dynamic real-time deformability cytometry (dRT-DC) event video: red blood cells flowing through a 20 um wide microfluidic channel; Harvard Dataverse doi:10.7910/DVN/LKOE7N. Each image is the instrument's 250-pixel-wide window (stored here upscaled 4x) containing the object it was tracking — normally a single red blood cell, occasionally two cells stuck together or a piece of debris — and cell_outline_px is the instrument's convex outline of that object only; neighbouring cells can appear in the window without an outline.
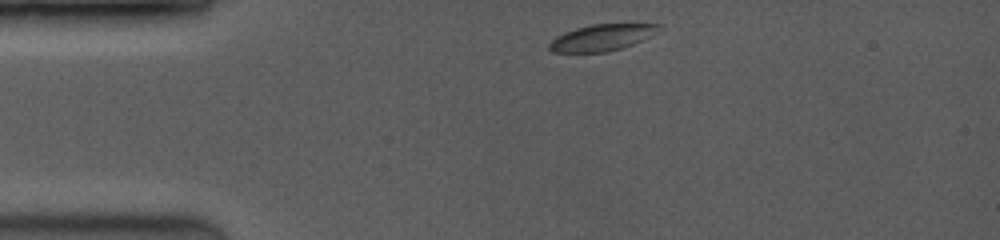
{"species": "common noctule bat (a hibernating species)", "species_latin": "Nyctalus noctula", "temperature_condition": "room temperature", "stored_images_in_passage": 42, "camera_frame_rate_fps": 3500, "um_per_image_px": 0.085, "animal": {"sex": "female", "body_mass_g": 19.0, "forearm_length_mm": 53.3}, "frame": {"image": 1, "passage_image": 1, "time_ms": 0.0, "image_size_px": [1000, 240], "cell_outline_px": [[660, 24], [648, 36], [624, 48], [608, 52], [552, 52], [548, 48], [548, 44], [556, 36], [564, 32], [576, 28], [592, 24]], "centroid_in_image_um": [51.04, 3.21], "position_along_channel_um": 34.0, "area_um2": 16.47}}
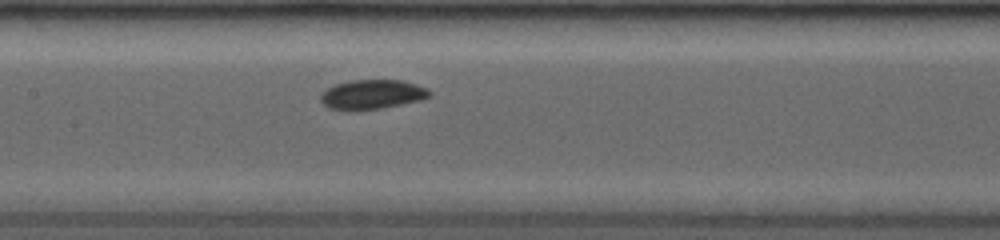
{"frame": {"image": 2, "passage_image": 17, "time_ms": 4.571, "image_size_px": [1000, 240], "cell_outline_px": [[432, 92], [428, 96], [420, 100], [384, 108], [328, 108], [320, 100], [320, 96], [328, 88], [336, 84], [352, 80], [400, 80], [416, 84], [428, 88]], "centroid_in_image_um": [31.68, 7.99], "position_along_channel_um": 175.7, "area_um2": 18.09}}
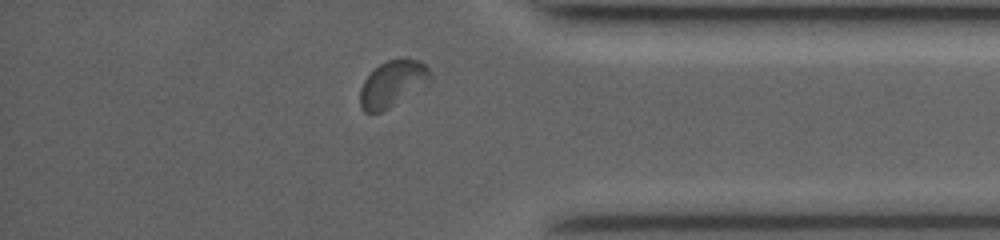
{"frame": {"image": 3, "passage_image": 37, "time_ms": 10.286, "image_size_px": [1000, 240], "cell_outline_px": [[432, 80], [424, 88], [388, 108], [380, 112], [364, 112], [360, 108], [360, 88], [364, 80], [380, 64], [388, 60], [404, 56], [420, 60], [428, 68], [432, 76]], "centroid_in_image_um": [33.42, 7.09], "position_along_channel_um": 401.8, "area_um2": 19.31}, "authors_computed_cell_mechanics": {"area_um2": 18.7272, "velocity_mm_per_s": 4.0403, "shape_relaxation_time_tau1_ms": 5.2242, "shape_relaxation_time_tau2_ms": null, "deformation_change_tau1": 0.0783, "deformation_change_tau2": null}}